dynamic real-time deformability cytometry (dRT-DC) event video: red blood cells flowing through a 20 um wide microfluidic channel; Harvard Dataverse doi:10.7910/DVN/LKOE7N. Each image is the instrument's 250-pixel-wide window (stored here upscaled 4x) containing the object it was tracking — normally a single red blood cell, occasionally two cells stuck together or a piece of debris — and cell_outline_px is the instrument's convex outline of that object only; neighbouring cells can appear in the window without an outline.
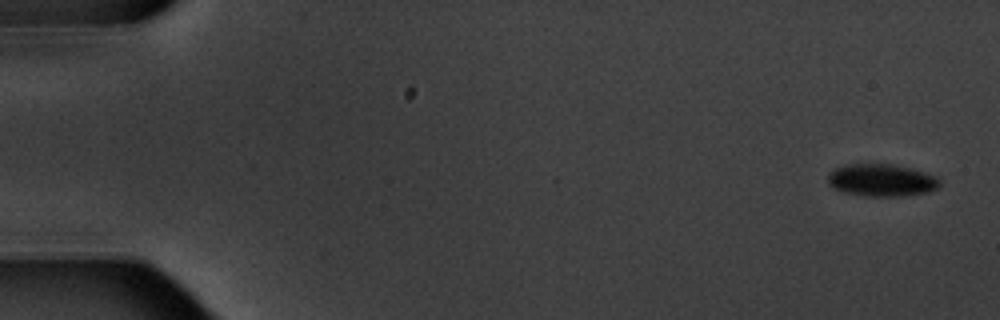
{"species": "common noctule bat (a hibernating species)", "species_latin": "Nyctalus noctula", "temperature_condition": "warm", "stored_images_in_passage": 5, "camera_frame_rate_fps": 3000, "um_per_image_px": 0.085, "animal": {"sex": "male", "body_mass_g": 20.1, "forearm_length_mm": 53.5}, "frame": {"image": 1, "passage_image": 1, "time_ms": 0.0, "image_size_px": [1000, 320], "cell_outline_px": [[940, 184], [936, 188], [928, 192], [904, 196], [864, 196], [844, 192], [832, 188], [828, 184], [828, 176], [836, 168], [848, 164], [892, 164], [924, 172], [936, 176], [940, 180]], "centroid_in_image_um": [74.93, 15.33], "position_along_channel_um": 10.1, "area_um2": 20.98}}